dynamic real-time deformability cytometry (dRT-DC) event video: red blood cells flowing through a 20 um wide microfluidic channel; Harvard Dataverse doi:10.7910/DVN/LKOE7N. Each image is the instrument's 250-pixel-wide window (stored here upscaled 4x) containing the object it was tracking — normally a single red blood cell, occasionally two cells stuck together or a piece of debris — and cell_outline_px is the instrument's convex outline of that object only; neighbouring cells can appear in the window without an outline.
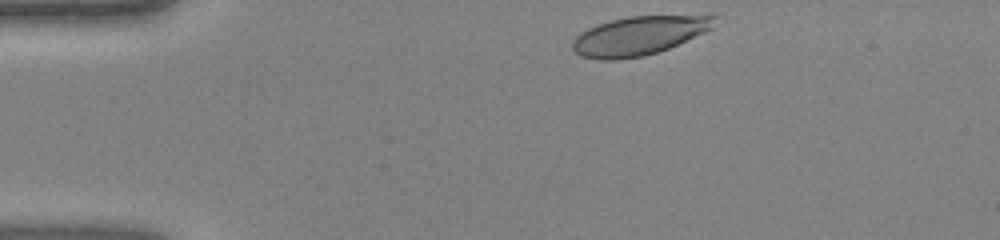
{"species": "human", "species_latin": "Homo sapiens", "temperature_condition": "warm", "stored_images_in_passage": 31, "camera_frame_rate_fps": 3000, "um_per_image_px": 0.085, "donor": {"sex": "female"}, "frame": {"image": 1, "passage_image": 1, "time_ms": 0.0, "image_size_px": [1000, 240], "cell_outline_px": [[716, 16], [712, 28], [704, 32], [668, 48], [644, 56], [616, 60], [596, 60], [580, 56], [572, 48], [572, 40], [580, 32], [588, 28], [612, 20], [628, 16], [712, 12], [716, 12]], "centroid_in_image_um": [54.39, 2.98], "position_along_channel_um": 30.6, "area_um2": 33.0}}
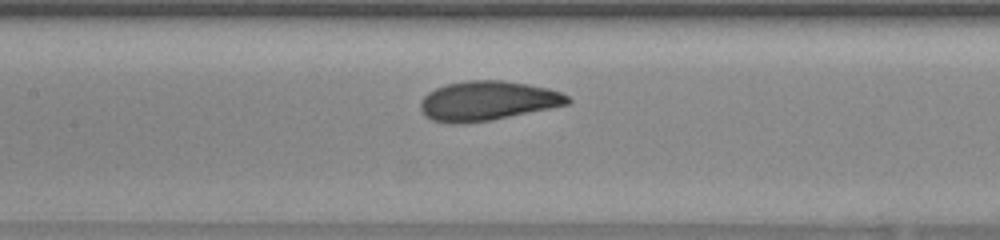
{"frame": {"image": 2, "passage_image": 14, "time_ms": 4.333, "image_size_px": [1000, 240], "cell_outline_px": [[572, 100], [568, 104], [492, 120], [460, 124], [448, 124], [432, 120], [424, 116], [420, 108], [420, 100], [428, 92], [436, 88], [448, 84], [468, 80], [500, 80], [528, 84], [548, 88], [560, 92], [568, 96]], "centroid_in_image_um": [41.4, 8.58], "position_along_channel_um": 166.0, "area_um2": 33.93}}
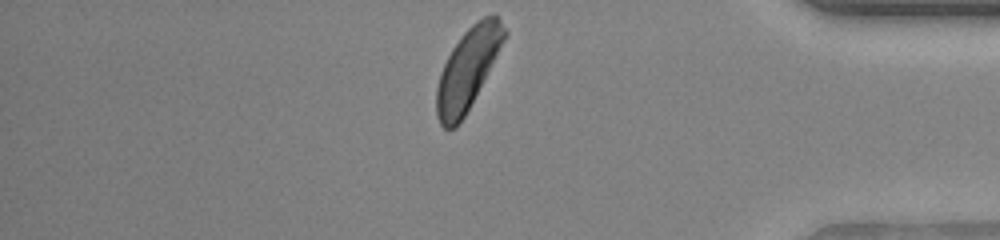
{"frame": {"image": 3, "passage_image": 31, "time_ms": 10.0, "image_size_px": [1000, 240], "cell_outline_px": [[508, 32], [504, 40], [464, 116], [456, 128], [444, 128], [440, 124], [436, 116], [436, 88], [440, 72], [452, 48], [460, 36], [476, 20], [484, 16], [496, 16], [500, 20]], "centroid_in_image_um": [39.72, 5.86], "position_along_channel_um": 395.5, "area_um2": 31.21}}